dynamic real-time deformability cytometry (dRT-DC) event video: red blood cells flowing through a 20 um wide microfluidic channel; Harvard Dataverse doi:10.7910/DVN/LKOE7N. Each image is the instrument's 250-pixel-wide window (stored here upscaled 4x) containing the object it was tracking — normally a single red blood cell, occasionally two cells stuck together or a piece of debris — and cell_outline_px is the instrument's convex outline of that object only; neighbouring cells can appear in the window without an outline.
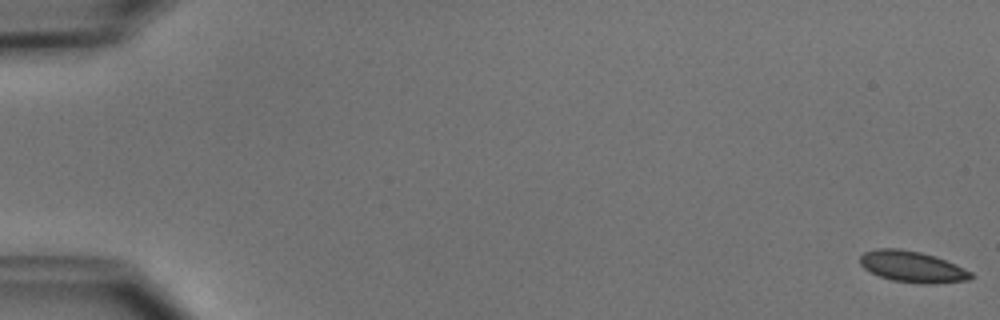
{"species": "common noctule bat (a hibernating species)", "species_latin": "Nyctalus noctula", "temperature_condition": "cold", "stored_images_in_passage": 4, "camera_frame_rate_fps": 3000, "um_per_image_px": 0.085, "animal": {"sex": "male", "body_mass_g": 15.6}, "frame": {"image": 1, "passage_image": 1, "time_ms": 0.0, "image_size_px": [1000, 320], "cell_outline_px": [[972, 276], [968, 280], [936, 284], [920, 284], [892, 280], [880, 276], [864, 268], [860, 264], [860, 256], [864, 252], [876, 248], [900, 248], [920, 252], [936, 256], [956, 264], [972, 272]], "centroid_in_image_um": [77.55, 22.67], "position_along_channel_um": 7.4, "area_um2": 20.29}}
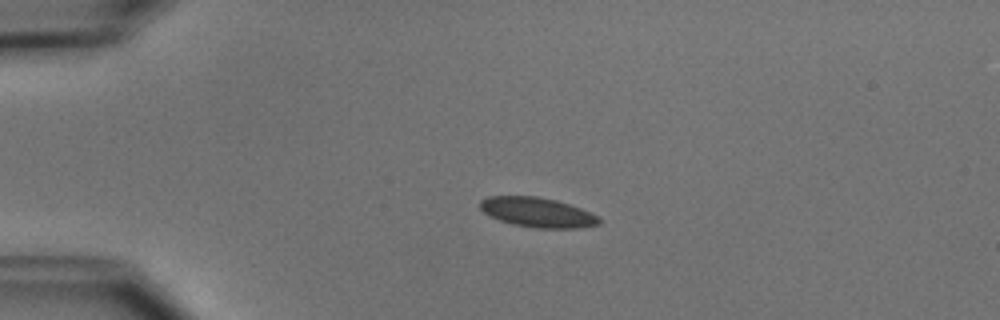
{"frame": {"image": 2, "passage_image": 3, "time_ms": 4.0, "image_size_px": [1000, 320], "cell_outline_px": [[600, 224], [580, 228], [536, 228], [512, 224], [500, 220], [484, 212], [480, 208], [480, 200], [488, 196], [536, 196], [556, 200], [580, 208], [600, 216]], "centroid_in_image_um": [45.7, 18.05], "position_along_channel_um": 39.3, "area_um2": 20.58}}